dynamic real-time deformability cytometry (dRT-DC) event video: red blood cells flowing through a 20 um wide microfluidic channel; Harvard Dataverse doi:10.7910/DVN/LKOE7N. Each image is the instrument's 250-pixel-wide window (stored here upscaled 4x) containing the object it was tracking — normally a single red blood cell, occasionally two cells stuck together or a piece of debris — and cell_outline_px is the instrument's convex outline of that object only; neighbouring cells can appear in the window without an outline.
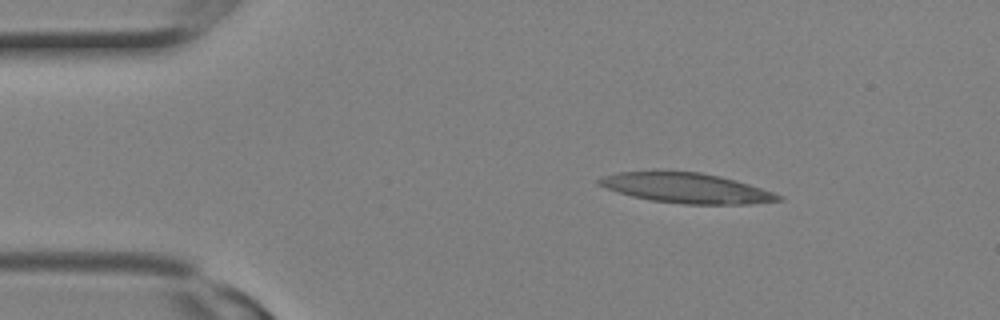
{"species": "Egyptian fruit bat (a non-hibernating species)", "species_latin": "Rousettus aegyptiacus", "temperature_condition": "room temperature", "stored_images_in_passage": 3, "camera_frame_rate_fps": 3000, "um_per_image_px": 0.085, "animal": {"sex": "female"}, "frame": {"image": 1, "passage_image": 1, "time_ms": 0.0, "image_size_px": [1000, 320], "cell_outline_px": [[784, 200], [752, 204], [684, 204], [652, 200], [632, 196], [596, 184], [596, 180], [604, 176], [620, 172], [700, 172], [720, 176], [736, 180], [784, 196]], "centroid_in_image_um": [58.4, 16.0], "position_along_channel_um": 26.6, "area_um2": 30.92}}